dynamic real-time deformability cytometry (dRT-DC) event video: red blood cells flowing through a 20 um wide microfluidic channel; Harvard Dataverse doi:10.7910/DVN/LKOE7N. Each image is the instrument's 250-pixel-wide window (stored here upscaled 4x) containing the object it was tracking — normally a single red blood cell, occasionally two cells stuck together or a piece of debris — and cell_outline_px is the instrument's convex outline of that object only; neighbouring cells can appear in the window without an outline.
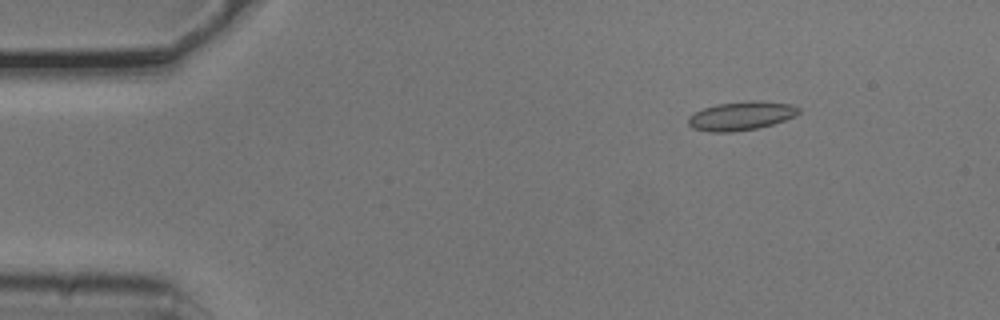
{"species": "common noctule bat (a hibernating species)", "species_latin": "Nyctalus noctula", "temperature_condition": "cold", "stored_images_in_passage": 3, "camera_frame_rate_fps": 3000, "um_per_image_px": 0.085, "animal": {"sex": "male", "body_mass_g": 20.5, "forearm_length_mm": 52.5}, "frame": {"image": 1, "passage_image": 2, "time_ms": 0.333, "image_size_px": [1000, 320], "cell_outline_px": [[800, 112], [784, 120], [772, 124], [756, 128], [732, 132], [708, 132], [692, 128], [688, 124], [688, 116], [704, 108], [716, 104], [748, 100], [752, 100], [792, 104], [800, 108]], "centroid_in_image_um": [62.96, 9.84], "position_along_channel_um": 22.0, "area_um2": 18.44}}